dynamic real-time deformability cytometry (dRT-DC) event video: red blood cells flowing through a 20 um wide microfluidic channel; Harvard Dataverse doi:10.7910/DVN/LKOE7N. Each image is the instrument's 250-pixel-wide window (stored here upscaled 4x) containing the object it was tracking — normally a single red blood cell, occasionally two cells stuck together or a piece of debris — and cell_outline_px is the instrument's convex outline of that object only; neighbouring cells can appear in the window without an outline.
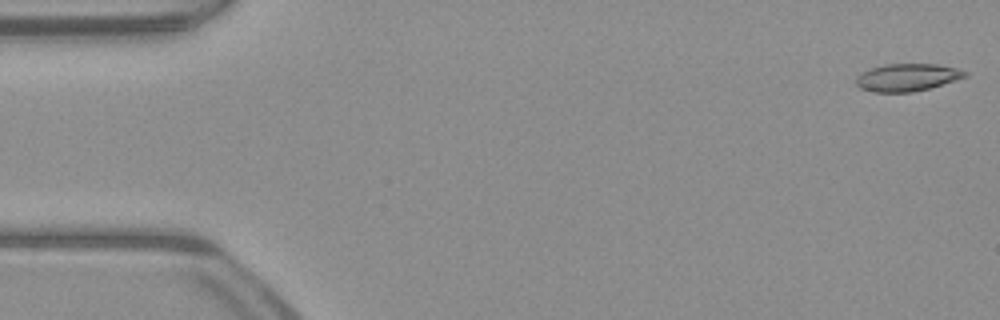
{"species": "common noctule bat (a hibernating species)", "species_latin": "Nyctalus noctula", "temperature_condition": "warm", "stored_images_in_passage": 51, "camera_frame_rate_fps": 3000, "um_per_image_px": 0.085, "animal": {"sex": "male", "body_mass_g": 23.1, "forearm_length_mm": 52.7}, "frame": {"image": 1, "passage_image": 1, "time_ms": 0.0, "image_size_px": [1000, 320], "cell_outline_px": [[968, 76], [928, 88], [912, 92], [876, 92], [860, 88], [856, 84], [856, 76], [860, 72], [872, 68], [888, 64], [936, 64], [956, 68], [968, 72]], "centroid_in_image_um": [77.09, 6.57], "position_along_channel_um": 7.9, "area_um2": 17.28}}
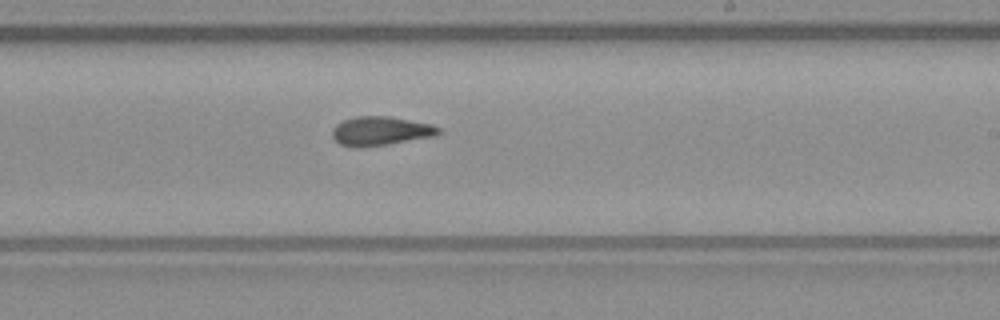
{"frame": {"image": 2, "passage_image": 30, "time_ms": 9.667, "image_size_px": [1000, 320], "cell_outline_px": [[444, 132], [436, 136], [388, 144], [360, 148], [352, 148], [340, 144], [332, 136], [332, 128], [336, 124], [344, 120], [356, 116], [388, 116], [432, 124], [440, 128]], "centroid_in_image_um": [32.36, 11.14], "position_along_channel_um": 256.6, "area_um2": 18.21}}
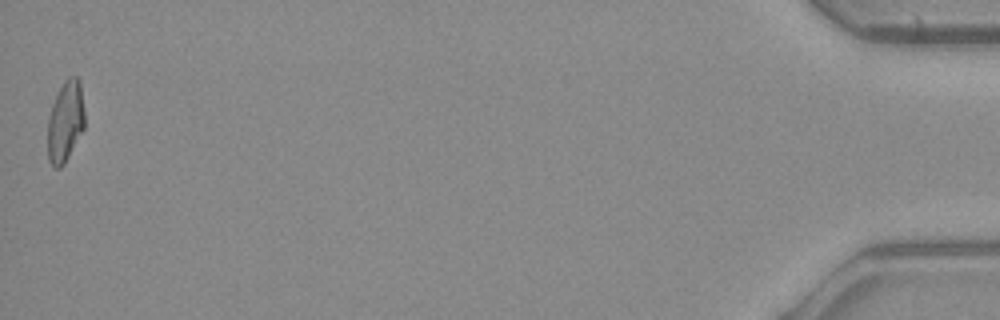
{"frame": {"image": 3, "passage_image": 51, "time_ms": 16.667, "image_size_px": [1000, 320], "cell_outline_px": [[84, 128], [64, 164], [60, 168], [52, 168], [48, 160], [48, 116], [52, 104], [64, 80], [68, 76], [76, 76], [80, 80], [84, 112]], "centroid_in_image_um": [5.55, 10.33], "position_along_channel_um": 429.7, "area_um2": 17.51}, "authors_computed_cell_mechanics": {"area_um2": 17.8024, "velocity_mm_per_s": 4.0083, "shape_relaxation_time_tau1_ms": null, "shape_relaxation_time_tau2_ms": 2.7615, "deformation_change_tau1": null, "deformation_change_tau2": 0.11}}